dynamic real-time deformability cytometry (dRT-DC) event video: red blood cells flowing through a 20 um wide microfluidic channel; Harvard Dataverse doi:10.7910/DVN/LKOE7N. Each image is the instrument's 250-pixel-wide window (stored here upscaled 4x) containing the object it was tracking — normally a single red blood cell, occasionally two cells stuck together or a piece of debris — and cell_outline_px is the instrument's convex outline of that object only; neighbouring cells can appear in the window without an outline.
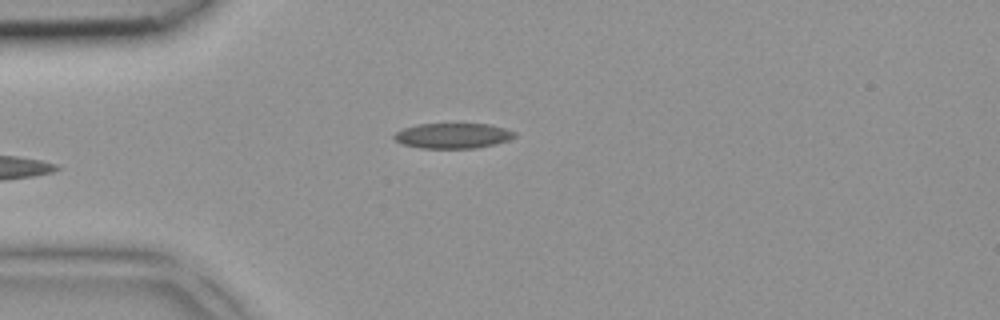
{"species": "common noctule bat (a hibernating species)", "species_latin": "Nyctalus noctula", "temperature_condition": "room temperature", "stored_images_in_passage": 4, "camera_frame_rate_fps": 3000, "um_per_image_px": 0.085, "animal": {"sex": "female", "body_mass_g": 18.4}, "frame": {"image": 1, "passage_image": 3, "time_ms": 0.667, "image_size_px": [1000, 320], "cell_outline_px": [[516, 136], [508, 140], [496, 144], [476, 148], [420, 148], [404, 144], [396, 140], [392, 136], [396, 132], [404, 128], [416, 124], [488, 124], [504, 128], [516, 132]], "centroid_in_image_um": [38.5, 11.53], "position_along_channel_um": 46.5, "area_um2": 17.69}}
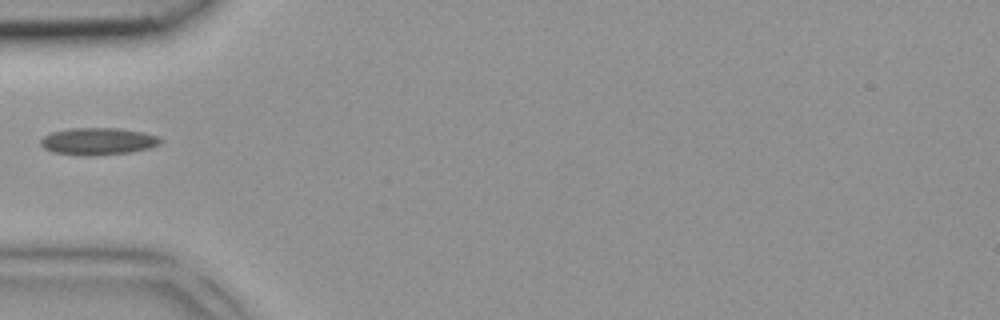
{"frame": {"image": 2, "passage_image": 4, "time_ms": 1.0, "image_size_px": [1000, 320], "cell_outline_px": [[164, 140], [160, 144], [148, 148], [128, 152], [52, 152], [44, 148], [40, 144], [40, 140], [44, 136], [52, 132], [72, 128], [116, 128], [140, 132], [160, 136]], "centroid_in_image_um": [8.38, 11.94], "position_along_channel_um": 76.6, "area_um2": 17.69}}